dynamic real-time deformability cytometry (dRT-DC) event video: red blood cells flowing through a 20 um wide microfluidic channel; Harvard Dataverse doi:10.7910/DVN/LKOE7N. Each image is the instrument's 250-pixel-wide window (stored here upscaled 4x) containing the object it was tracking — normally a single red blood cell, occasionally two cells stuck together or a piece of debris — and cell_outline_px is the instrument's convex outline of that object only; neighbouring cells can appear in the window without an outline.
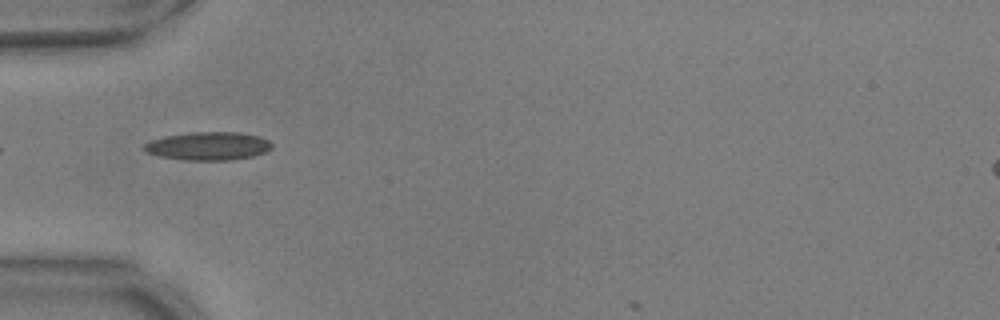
{"species": "common noctule bat (a hibernating species)", "species_latin": "Nyctalus noctula", "temperature_condition": "warm", "stored_images_in_passage": 6, "camera_frame_rate_fps": 3000, "um_per_image_px": 0.085, "animal": {"sex": "male", "body_mass_g": 17.9, "forearm_length_mm": 54.2}, "frame": {"image": 1, "passage_image": 1, "time_ms": 0.0, "image_size_px": [1000, 320], "cell_outline_px": [[272, 148], [264, 152], [252, 156], [232, 160], [184, 160], [160, 156], [144, 152], [144, 144], [152, 140], [164, 136], [188, 132], [240, 132], [260, 136], [268, 140], [272, 144]], "centroid_in_image_um": [17.7, 12.41], "position_along_channel_um": 67.3, "area_um2": 21.1}}